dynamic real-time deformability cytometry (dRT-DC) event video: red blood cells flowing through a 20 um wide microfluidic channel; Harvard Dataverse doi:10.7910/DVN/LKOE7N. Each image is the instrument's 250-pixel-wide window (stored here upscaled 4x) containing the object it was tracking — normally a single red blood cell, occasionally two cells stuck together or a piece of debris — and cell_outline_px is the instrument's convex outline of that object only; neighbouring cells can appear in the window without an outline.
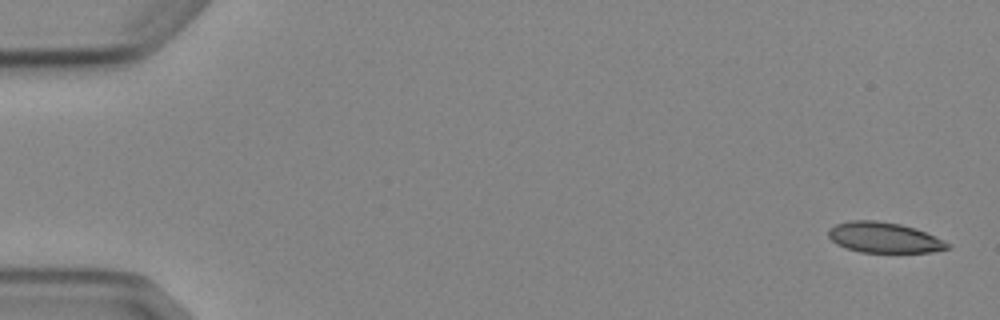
{"species": "Egyptian fruit bat (a non-hibernating species)", "species_latin": "Rousettus aegyptiacus", "temperature_condition": "cold", "stored_images_in_passage": 5, "camera_frame_rate_fps": 3000, "um_per_image_px": 0.085, "animal": {"sex": "female"}, "frame": {"image": 1, "passage_image": 1, "time_ms": 0.0, "image_size_px": [1000, 320], "cell_outline_px": [[952, 248], [932, 252], [860, 252], [836, 244], [828, 236], [828, 228], [836, 224], [848, 220], [876, 220], [900, 224], [924, 232], [944, 240], [952, 244]], "centroid_in_image_um": [75.14, 20.19], "position_along_channel_um": 9.9, "area_um2": 21.15}}
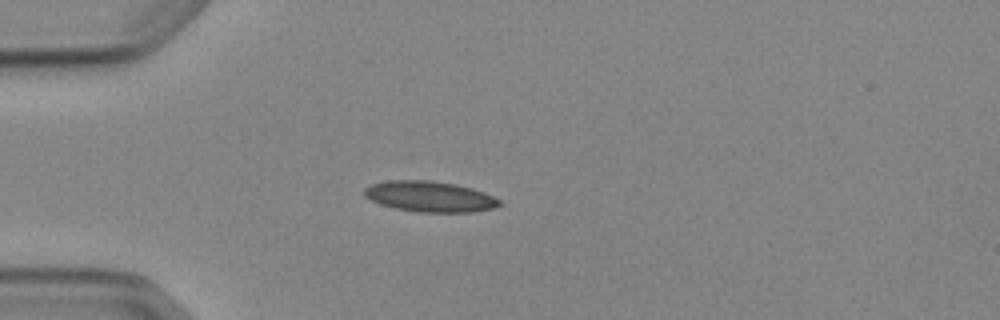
{"frame": {"image": 2, "passage_image": 4, "time_ms": 4.333, "image_size_px": [1000, 320], "cell_outline_px": [[504, 204], [492, 208], [472, 212], [420, 212], [396, 208], [380, 204], [364, 196], [364, 188], [372, 184], [388, 180], [432, 180], [456, 184], [472, 188], [484, 192], [500, 200]], "centroid_in_image_um": [36.54, 16.7], "position_along_channel_um": 48.5, "area_um2": 24.16}}